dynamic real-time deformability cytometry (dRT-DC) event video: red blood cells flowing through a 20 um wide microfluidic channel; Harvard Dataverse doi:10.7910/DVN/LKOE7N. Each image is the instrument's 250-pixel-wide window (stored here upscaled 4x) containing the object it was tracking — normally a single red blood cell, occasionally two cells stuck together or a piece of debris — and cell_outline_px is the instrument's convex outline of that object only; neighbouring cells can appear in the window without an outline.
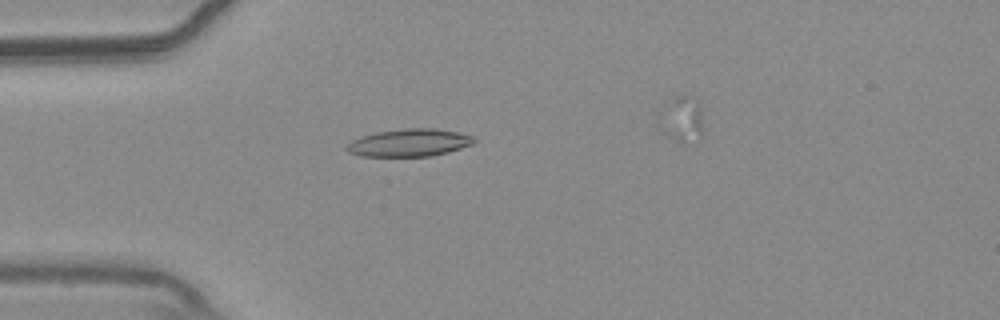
{"species": "common noctule bat (a hibernating species)", "species_latin": "Nyctalus noctula", "temperature_condition": "warm", "stored_images_in_passage": 37, "camera_frame_rate_fps": 3000, "um_per_image_px": 0.085, "animal": {"sex": "male", "body_mass_g": 20.4}, "frame": {"image": 1, "passage_image": 4, "time_ms": 1.0, "image_size_px": [1000, 320], "cell_outline_px": [[476, 140], [472, 144], [448, 152], [432, 156], [360, 156], [348, 152], [344, 148], [352, 140], [360, 136], [376, 132], [404, 128], [432, 128], [456, 132], [472, 136]], "centroid_in_image_um": [34.74, 12.13], "position_along_channel_um": 50.3, "area_um2": 20.4}}
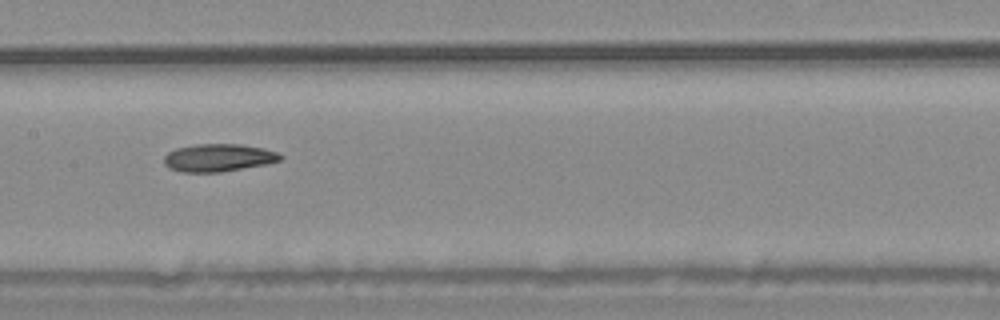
{"frame": {"image": 2, "passage_image": 16, "time_ms": 5.0, "image_size_px": [1000, 320], "cell_outline_px": [[284, 156], [280, 160], [264, 164], [220, 172], [180, 172], [168, 168], [164, 164], [164, 156], [168, 152], [176, 148], [196, 144], [240, 144], [264, 148], [276, 152]], "centroid_in_image_um": [18.52, 13.4], "position_along_channel_um": 188.9, "area_um2": 18.73}}
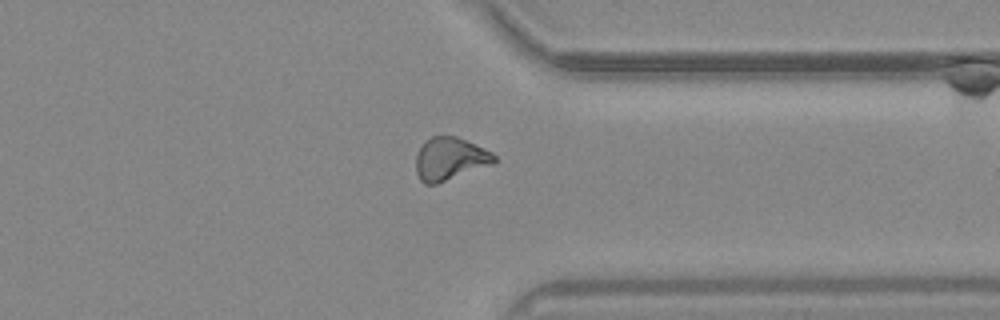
{"frame": {"image": 3, "passage_image": 31, "time_ms": 10.0, "image_size_px": [1000, 320], "cell_outline_px": [[496, 164], [436, 184], [424, 184], [420, 180], [416, 172], [416, 156], [424, 140], [432, 136], [456, 136], [484, 148], [492, 152], [496, 156]], "centroid_in_image_um": [38.26, 13.51], "position_along_channel_um": 373.1, "area_um2": 19.77}}